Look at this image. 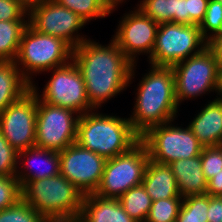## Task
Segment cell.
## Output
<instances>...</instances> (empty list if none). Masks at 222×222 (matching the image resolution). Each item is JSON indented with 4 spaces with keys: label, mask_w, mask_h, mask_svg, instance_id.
<instances>
[{
    "label": "cell",
    "mask_w": 222,
    "mask_h": 222,
    "mask_svg": "<svg viewBox=\"0 0 222 222\" xmlns=\"http://www.w3.org/2000/svg\"><path fill=\"white\" fill-rule=\"evenodd\" d=\"M22 199V188L15 176H0V211Z\"/></svg>",
    "instance_id": "30"
},
{
    "label": "cell",
    "mask_w": 222,
    "mask_h": 222,
    "mask_svg": "<svg viewBox=\"0 0 222 222\" xmlns=\"http://www.w3.org/2000/svg\"><path fill=\"white\" fill-rule=\"evenodd\" d=\"M169 165L172 168L182 198L206 194L207 180L202 170L200 156L176 160Z\"/></svg>",
    "instance_id": "20"
},
{
    "label": "cell",
    "mask_w": 222,
    "mask_h": 222,
    "mask_svg": "<svg viewBox=\"0 0 222 222\" xmlns=\"http://www.w3.org/2000/svg\"><path fill=\"white\" fill-rule=\"evenodd\" d=\"M18 167V152L0 132V176H15Z\"/></svg>",
    "instance_id": "32"
},
{
    "label": "cell",
    "mask_w": 222,
    "mask_h": 222,
    "mask_svg": "<svg viewBox=\"0 0 222 222\" xmlns=\"http://www.w3.org/2000/svg\"><path fill=\"white\" fill-rule=\"evenodd\" d=\"M172 122L152 127L141 136L149 159L169 165L176 160L200 156L203 146L190 128L174 126Z\"/></svg>",
    "instance_id": "9"
},
{
    "label": "cell",
    "mask_w": 222,
    "mask_h": 222,
    "mask_svg": "<svg viewBox=\"0 0 222 222\" xmlns=\"http://www.w3.org/2000/svg\"><path fill=\"white\" fill-rule=\"evenodd\" d=\"M209 0H187L189 24L200 25L203 21Z\"/></svg>",
    "instance_id": "34"
},
{
    "label": "cell",
    "mask_w": 222,
    "mask_h": 222,
    "mask_svg": "<svg viewBox=\"0 0 222 222\" xmlns=\"http://www.w3.org/2000/svg\"><path fill=\"white\" fill-rule=\"evenodd\" d=\"M31 89L15 62L0 61V113Z\"/></svg>",
    "instance_id": "22"
},
{
    "label": "cell",
    "mask_w": 222,
    "mask_h": 222,
    "mask_svg": "<svg viewBox=\"0 0 222 222\" xmlns=\"http://www.w3.org/2000/svg\"><path fill=\"white\" fill-rule=\"evenodd\" d=\"M52 70L53 75L44 86L42 94L37 92V86L31 84V89L40 100L49 105L70 109L79 116L94 110L88 101L82 74L73 60Z\"/></svg>",
    "instance_id": "10"
},
{
    "label": "cell",
    "mask_w": 222,
    "mask_h": 222,
    "mask_svg": "<svg viewBox=\"0 0 222 222\" xmlns=\"http://www.w3.org/2000/svg\"><path fill=\"white\" fill-rule=\"evenodd\" d=\"M138 86L134 111L128 119L141 137L152 127L174 121L179 105L174 72L170 66L151 65Z\"/></svg>",
    "instance_id": "2"
},
{
    "label": "cell",
    "mask_w": 222,
    "mask_h": 222,
    "mask_svg": "<svg viewBox=\"0 0 222 222\" xmlns=\"http://www.w3.org/2000/svg\"><path fill=\"white\" fill-rule=\"evenodd\" d=\"M208 222H222V197L209 195Z\"/></svg>",
    "instance_id": "35"
},
{
    "label": "cell",
    "mask_w": 222,
    "mask_h": 222,
    "mask_svg": "<svg viewBox=\"0 0 222 222\" xmlns=\"http://www.w3.org/2000/svg\"><path fill=\"white\" fill-rule=\"evenodd\" d=\"M178 105L206 92L218 91L220 66L214 52L207 46L199 54L172 66Z\"/></svg>",
    "instance_id": "7"
},
{
    "label": "cell",
    "mask_w": 222,
    "mask_h": 222,
    "mask_svg": "<svg viewBox=\"0 0 222 222\" xmlns=\"http://www.w3.org/2000/svg\"><path fill=\"white\" fill-rule=\"evenodd\" d=\"M222 28V3L209 0L203 21L199 25L202 36L209 41ZM211 33V34H210Z\"/></svg>",
    "instance_id": "29"
},
{
    "label": "cell",
    "mask_w": 222,
    "mask_h": 222,
    "mask_svg": "<svg viewBox=\"0 0 222 222\" xmlns=\"http://www.w3.org/2000/svg\"><path fill=\"white\" fill-rule=\"evenodd\" d=\"M27 15L28 11L17 0H0V21H28Z\"/></svg>",
    "instance_id": "33"
},
{
    "label": "cell",
    "mask_w": 222,
    "mask_h": 222,
    "mask_svg": "<svg viewBox=\"0 0 222 222\" xmlns=\"http://www.w3.org/2000/svg\"><path fill=\"white\" fill-rule=\"evenodd\" d=\"M46 222H81L79 218L49 219Z\"/></svg>",
    "instance_id": "39"
},
{
    "label": "cell",
    "mask_w": 222,
    "mask_h": 222,
    "mask_svg": "<svg viewBox=\"0 0 222 222\" xmlns=\"http://www.w3.org/2000/svg\"><path fill=\"white\" fill-rule=\"evenodd\" d=\"M188 127L203 147L222 145V99L209 102Z\"/></svg>",
    "instance_id": "17"
},
{
    "label": "cell",
    "mask_w": 222,
    "mask_h": 222,
    "mask_svg": "<svg viewBox=\"0 0 222 222\" xmlns=\"http://www.w3.org/2000/svg\"><path fill=\"white\" fill-rule=\"evenodd\" d=\"M206 194L222 197V171L215 174L210 180L207 181Z\"/></svg>",
    "instance_id": "36"
},
{
    "label": "cell",
    "mask_w": 222,
    "mask_h": 222,
    "mask_svg": "<svg viewBox=\"0 0 222 222\" xmlns=\"http://www.w3.org/2000/svg\"><path fill=\"white\" fill-rule=\"evenodd\" d=\"M79 117L70 109L49 105L37 97L35 146L59 152L74 144Z\"/></svg>",
    "instance_id": "11"
},
{
    "label": "cell",
    "mask_w": 222,
    "mask_h": 222,
    "mask_svg": "<svg viewBox=\"0 0 222 222\" xmlns=\"http://www.w3.org/2000/svg\"><path fill=\"white\" fill-rule=\"evenodd\" d=\"M37 95L30 89L0 113V132L17 151L35 146Z\"/></svg>",
    "instance_id": "12"
},
{
    "label": "cell",
    "mask_w": 222,
    "mask_h": 222,
    "mask_svg": "<svg viewBox=\"0 0 222 222\" xmlns=\"http://www.w3.org/2000/svg\"><path fill=\"white\" fill-rule=\"evenodd\" d=\"M78 218L81 222H137L125 212L117 198L94 193L84 195Z\"/></svg>",
    "instance_id": "18"
},
{
    "label": "cell",
    "mask_w": 222,
    "mask_h": 222,
    "mask_svg": "<svg viewBox=\"0 0 222 222\" xmlns=\"http://www.w3.org/2000/svg\"><path fill=\"white\" fill-rule=\"evenodd\" d=\"M208 46L199 25L162 23L159 24L154 49L149 64L170 66L199 54Z\"/></svg>",
    "instance_id": "6"
},
{
    "label": "cell",
    "mask_w": 222,
    "mask_h": 222,
    "mask_svg": "<svg viewBox=\"0 0 222 222\" xmlns=\"http://www.w3.org/2000/svg\"><path fill=\"white\" fill-rule=\"evenodd\" d=\"M47 219L23 199L0 211V222H46Z\"/></svg>",
    "instance_id": "28"
},
{
    "label": "cell",
    "mask_w": 222,
    "mask_h": 222,
    "mask_svg": "<svg viewBox=\"0 0 222 222\" xmlns=\"http://www.w3.org/2000/svg\"><path fill=\"white\" fill-rule=\"evenodd\" d=\"M108 45L87 39L73 49L72 60L85 82L88 101L94 109L130 86L137 63H132L111 40Z\"/></svg>",
    "instance_id": "1"
},
{
    "label": "cell",
    "mask_w": 222,
    "mask_h": 222,
    "mask_svg": "<svg viewBox=\"0 0 222 222\" xmlns=\"http://www.w3.org/2000/svg\"><path fill=\"white\" fill-rule=\"evenodd\" d=\"M159 23L143 15L138 9L130 11L119 21L118 29L112 40L125 56L134 64L137 54H149L154 49Z\"/></svg>",
    "instance_id": "15"
},
{
    "label": "cell",
    "mask_w": 222,
    "mask_h": 222,
    "mask_svg": "<svg viewBox=\"0 0 222 222\" xmlns=\"http://www.w3.org/2000/svg\"><path fill=\"white\" fill-rule=\"evenodd\" d=\"M217 94L220 96H216L219 99H222V66H220V70H219V85H218V91Z\"/></svg>",
    "instance_id": "40"
},
{
    "label": "cell",
    "mask_w": 222,
    "mask_h": 222,
    "mask_svg": "<svg viewBox=\"0 0 222 222\" xmlns=\"http://www.w3.org/2000/svg\"><path fill=\"white\" fill-rule=\"evenodd\" d=\"M125 212L137 222H145L152 200L143 185L130 188L118 198Z\"/></svg>",
    "instance_id": "24"
},
{
    "label": "cell",
    "mask_w": 222,
    "mask_h": 222,
    "mask_svg": "<svg viewBox=\"0 0 222 222\" xmlns=\"http://www.w3.org/2000/svg\"><path fill=\"white\" fill-rule=\"evenodd\" d=\"M111 6H118L119 3H122L124 0H107Z\"/></svg>",
    "instance_id": "41"
},
{
    "label": "cell",
    "mask_w": 222,
    "mask_h": 222,
    "mask_svg": "<svg viewBox=\"0 0 222 222\" xmlns=\"http://www.w3.org/2000/svg\"><path fill=\"white\" fill-rule=\"evenodd\" d=\"M208 47L214 52L219 66H222V32L217 33L208 41Z\"/></svg>",
    "instance_id": "37"
},
{
    "label": "cell",
    "mask_w": 222,
    "mask_h": 222,
    "mask_svg": "<svg viewBox=\"0 0 222 222\" xmlns=\"http://www.w3.org/2000/svg\"><path fill=\"white\" fill-rule=\"evenodd\" d=\"M28 12L48 0H17Z\"/></svg>",
    "instance_id": "38"
},
{
    "label": "cell",
    "mask_w": 222,
    "mask_h": 222,
    "mask_svg": "<svg viewBox=\"0 0 222 222\" xmlns=\"http://www.w3.org/2000/svg\"><path fill=\"white\" fill-rule=\"evenodd\" d=\"M28 24L40 33L63 39L73 49L87 40L78 34V30L87 23L55 0L45 1L31 9L28 12Z\"/></svg>",
    "instance_id": "13"
},
{
    "label": "cell",
    "mask_w": 222,
    "mask_h": 222,
    "mask_svg": "<svg viewBox=\"0 0 222 222\" xmlns=\"http://www.w3.org/2000/svg\"><path fill=\"white\" fill-rule=\"evenodd\" d=\"M148 161L149 154L141 140L127 152L107 159L94 194L118 199L130 188L141 185Z\"/></svg>",
    "instance_id": "8"
},
{
    "label": "cell",
    "mask_w": 222,
    "mask_h": 222,
    "mask_svg": "<svg viewBox=\"0 0 222 222\" xmlns=\"http://www.w3.org/2000/svg\"><path fill=\"white\" fill-rule=\"evenodd\" d=\"M200 160L205 179L208 181L222 171V145L203 147Z\"/></svg>",
    "instance_id": "31"
},
{
    "label": "cell",
    "mask_w": 222,
    "mask_h": 222,
    "mask_svg": "<svg viewBox=\"0 0 222 222\" xmlns=\"http://www.w3.org/2000/svg\"><path fill=\"white\" fill-rule=\"evenodd\" d=\"M60 174L83 195L95 193L100 185L106 159L76 142L59 151Z\"/></svg>",
    "instance_id": "14"
},
{
    "label": "cell",
    "mask_w": 222,
    "mask_h": 222,
    "mask_svg": "<svg viewBox=\"0 0 222 222\" xmlns=\"http://www.w3.org/2000/svg\"><path fill=\"white\" fill-rule=\"evenodd\" d=\"M209 195L183 197L179 215L175 222H208Z\"/></svg>",
    "instance_id": "26"
},
{
    "label": "cell",
    "mask_w": 222,
    "mask_h": 222,
    "mask_svg": "<svg viewBox=\"0 0 222 222\" xmlns=\"http://www.w3.org/2000/svg\"><path fill=\"white\" fill-rule=\"evenodd\" d=\"M60 6L77 14L86 23L92 19L104 18L115 9L107 0H55Z\"/></svg>",
    "instance_id": "25"
},
{
    "label": "cell",
    "mask_w": 222,
    "mask_h": 222,
    "mask_svg": "<svg viewBox=\"0 0 222 222\" xmlns=\"http://www.w3.org/2000/svg\"><path fill=\"white\" fill-rule=\"evenodd\" d=\"M95 111L97 110L79 117L76 139L78 145L107 160L127 152L141 140L128 118Z\"/></svg>",
    "instance_id": "3"
},
{
    "label": "cell",
    "mask_w": 222,
    "mask_h": 222,
    "mask_svg": "<svg viewBox=\"0 0 222 222\" xmlns=\"http://www.w3.org/2000/svg\"><path fill=\"white\" fill-rule=\"evenodd\" d=\"M28 21H0V61L16 60L22 34Z\"/></svg>",
    "instance_id": "23"
},
{
    "label": "cell",
    "mask_w": 222,
    "mask_h": 222,
    "mask_svg": "<svg viewBox=\"0 0 222 222\" xmlns=\"http://www.w3.org/2000/svg\"><path fill=\"white\" fill-rule=\"evenodd\" d=\"M137 9L155 22L189 24L187 0H141Z\"/></svg>",
    "instance_id": "21"
},
{
    "label": "cell",
    "mask_w": 222,
    "mask_h": 222,
    "mask_svg": "<svg viewBox=\"0 0 222 222\" xmlns=\"http://www.w3.org/2000/svg\"><path fill=\"white\" fill-rule=\"evenodd\" d=\"M142 185L152 201L182 198L172 168L168 164L157 163L149 159Z\"/></svg>",
    "instance_id": "19"
},
{
    "label": "cell",
    "mask_w": 222,
    "mask_h": 222,
    "mask_svg": "<svg viewBox=\"0 0 222 222\" xmlns=\"http://www.w3.org/2000/svg\"><path fill=\"white\" fill-rule=\"evenodd\" d=\"M83 193L63 175L29 181L22 188V199L47 220L78 218Z\"/></svg>",
    "instance_id": "4"
},
{
    "label": "cell",
    "mask_w": 222,
    "mask_h": 222,
    "mask_svg": "<svg viewBox=\"0 0 222 222\" xmlns=\"http://www.w3.org/2000/svg\"><path fill=\"white\" fill-rule=\"evenodd\" d=\"M31 159L34 161L40 159L38 160V165L42 163L41 165L43 166L44 164L46 168L43 166L44 168L41 167L42 169L40 167L35 169L37 164L34 166ZM21 160L23 162L22 167L17 168L15 175L21 185V188H23L29 181L42 178L44 179L60 174V157L58 151L33 146L18 152V165L20 164L19 162H21ZM19 169L22 170L20 171Z\"/></svg>",
    "instance_id": "16"
},
{
    "label": "cell",
    "mask_w": 222,
    "mask_h": 222,
    "mask_svg": "<svg viewBox=\"0 0 222 222\" xmlns=\"http://www.w3.org/2000/svg\"><path fill=\"white\" fill-rule=\"evenodd\" d=\"M183 198H170L152 201L145 222H175L182 205Z\"/></svg>",
    "instance_id": "27"
},
{
    "label": "cell",
    "mask_w": 222,
    "mask_h": 222,
    "mask_svg": "<svg viewBox=\"0 0 222 222\" xmlns=\"http://www.w3.org/2000/svg\"><path fill=\"white\" fill-rule=\"evenodd\" d=\"M72 54L73 48L63 39L40 33L28 24L22 34L14 62L21 75L33 84V74L49 72L66 65L72 60Z\"/></svg>",
    "instance_id": "5"
}]
</instances>
